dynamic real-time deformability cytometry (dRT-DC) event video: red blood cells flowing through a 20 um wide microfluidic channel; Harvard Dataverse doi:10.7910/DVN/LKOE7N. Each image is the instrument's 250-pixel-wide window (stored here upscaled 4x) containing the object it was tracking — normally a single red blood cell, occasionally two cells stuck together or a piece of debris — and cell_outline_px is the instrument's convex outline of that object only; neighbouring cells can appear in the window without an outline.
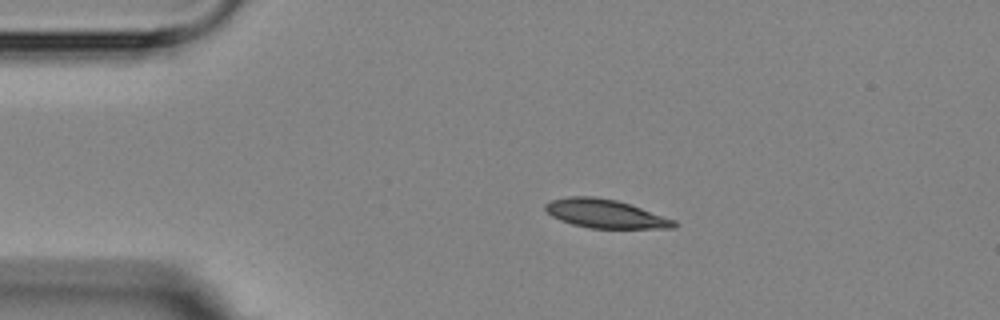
{"species": "Egyptian fruit bat (a non-hibernating species)", "species_latin": "Rousettus aegyptiacus", "temperature_condition": "room temperature", "stored_images_in_passage": 2, "camera_frame_rate_fps": 3000, "um_per_image_px": 0.085, "animal": {"sex": "female"}, "frame": {"image": 1, "passage_image": 1, "time_ms": 0.0, "image_size_px": [1000, 320], "cell_outline_px": [[676, 228], [592, 228], [572, 224], [560, 220], [552, 216], [544, 208], [544, 204], [552, 200], [568, 196], [592, 196], [616, 200], [676, 220]], "centroid_in_image_um": [51.43, 18.16], "position_along_channel_um": 33.6, "area_um2": 21.21}}